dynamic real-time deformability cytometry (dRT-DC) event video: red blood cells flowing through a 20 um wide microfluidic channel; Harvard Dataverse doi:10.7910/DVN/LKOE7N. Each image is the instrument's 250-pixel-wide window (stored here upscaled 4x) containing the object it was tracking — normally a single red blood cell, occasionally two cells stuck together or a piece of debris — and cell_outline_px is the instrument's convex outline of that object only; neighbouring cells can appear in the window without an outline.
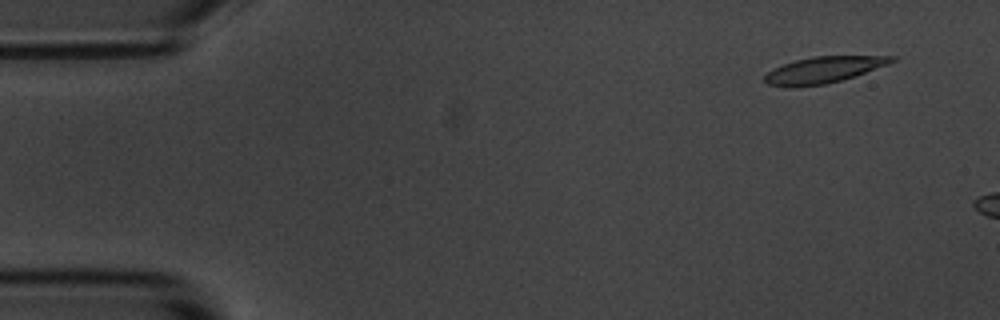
{"species": "common noctule bat (a hibernating species)", "species_latin": "Nyctalus noctula", "temperature_condition": "room temperature", "stored_images_in_passage": 3, "camera_frame_rate_fps": 3000, "um_per_image_px": 0.085, "animal": {"sex": "male", "body_mass_g": 20.1, "forearm_length_mm": 53.5}, "frame": {"image": 1, "passage_image": 1, "time_ms": 0.0, "image_size_px": [1000, 320], "cell_outline_px": [[896, 60], [888, 64], [840, 80], [824, 84], [792, 88], [788, 88], [768, 84], [764, 80], [764, 76], [768, 72], [784, 64], [796, 60], [812, 56], [896, 56]], "centroid_in_image_um": [69.96, 5.94], "position_along_channel_um": 15.0, "area_um2": 19.19}}